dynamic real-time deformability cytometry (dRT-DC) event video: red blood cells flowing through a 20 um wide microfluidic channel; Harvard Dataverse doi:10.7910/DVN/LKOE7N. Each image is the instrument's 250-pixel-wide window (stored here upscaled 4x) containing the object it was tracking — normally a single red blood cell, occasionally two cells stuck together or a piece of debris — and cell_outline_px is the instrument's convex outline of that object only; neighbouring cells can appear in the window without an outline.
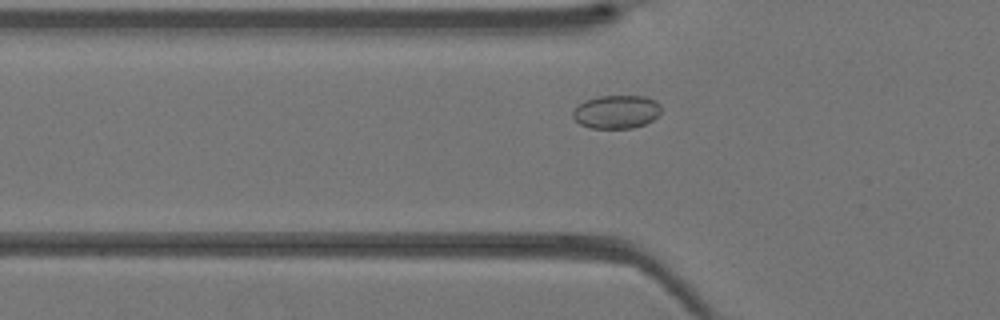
{"species": "Egyptian fruit bat (a non-hibernating species)", "species_latin": "Rousettus aegyptiacus", "temperature_condition": "warm", "stored_images_in_passage": 36, "camera_frame_rate_fps": 3000, "um_per_image_px": 0.085, "animal": {"sex": "female"}, "frame": {"image": 1, "passage_image": 9, "time_ms": 2.667, "image_size_px": [1000, 320], "cell_outline_px": [[660, 112], [652, 120], [644, 124], [632, 128], [592, 128], [580, 124], [572, 116], [572, 112], [584, 100], [600, 96], [644, 96], [656, 100], [660, 104]], "centroid_in_image_um": [52.4, 9.5], "position_along_channel_um": 73.4, "area_um2": 17.05}}
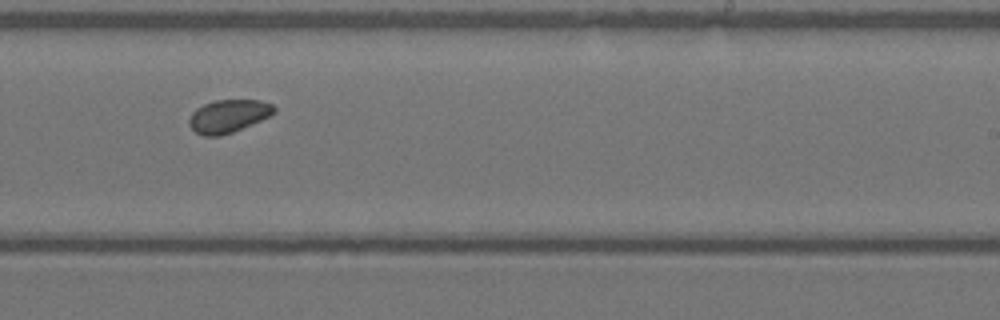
{"frame": {"image": 2, "passage_image": 21, "time_ms": 6.667, "image_size_px": [1000, 320], "cell_outline_px": [[276, 112], [260, 120], [232, 132], [220, 136], [204, 136], [196, 132], [188, 124], [188, 120], [192, 112], [196, 108], [204, 104], [216, 100], [260, 100], [272, 104], [276, 108]], "centroid_in_image_um": [19.39, 9.86], "position_along_channel_um": 269.6, "area_um2": 16.18}}
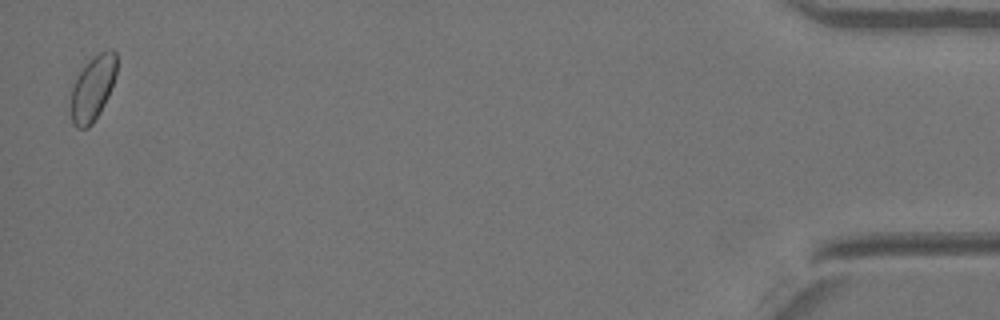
{"frame": {"image": 3, "passage_image": 36, "time_ms": 11.667, "image_size_px": [1000, 320], "cell_outline_px": [[116, 76], [108, 96], [100, 112], [92, 124], [88, 128], [76, 128], [72, 124], [72, 84], [80, 68], [88, 60], [100, 52], [112, 48], [116, 52]], "centroid_in_image_um": [7.88, 7.46], "position_along_channel_um": 427.3, "area_um2": 17.46}}